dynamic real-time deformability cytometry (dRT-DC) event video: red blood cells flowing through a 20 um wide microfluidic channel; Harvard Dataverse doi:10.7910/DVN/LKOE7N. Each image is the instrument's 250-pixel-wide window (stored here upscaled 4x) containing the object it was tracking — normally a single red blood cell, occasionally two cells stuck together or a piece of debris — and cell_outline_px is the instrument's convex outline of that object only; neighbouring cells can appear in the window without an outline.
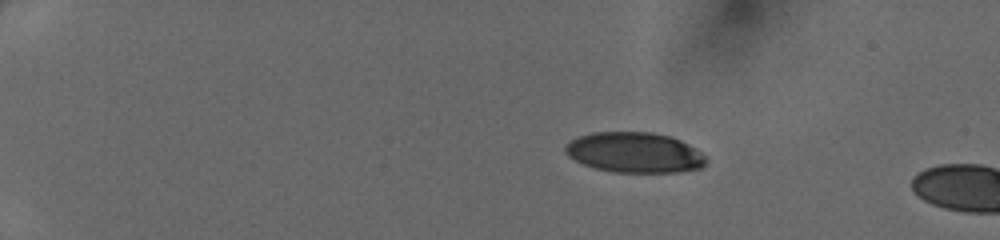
{"species": "human", "species_latin": "Homo sapiens", "temperature_condition": "cold", "stored_images_in_passage": 13, "camera_frame_rate_fps": 3000, "um_per_image_px": 0.085, "donor": {"sex": "female"}, "frame": {"image": 1, "passage_image": 10, "time_ms": 3.0, "image_size_px": [1000, 240], "cell_outline_px": [[704, 164], [700, 168], [676, 172], [616, 172], [596, 168], [584, 164], [568, 156], [564, 152], [564, 148], [572, 140], [580, 136], [592, 132], [652, 132], [672, 136], [696, 148], [704, 156]], "centroid_in_image_um": [53.93, 12.95], "position_along_channel_um": 31.1, "area_um2": 32.83}}